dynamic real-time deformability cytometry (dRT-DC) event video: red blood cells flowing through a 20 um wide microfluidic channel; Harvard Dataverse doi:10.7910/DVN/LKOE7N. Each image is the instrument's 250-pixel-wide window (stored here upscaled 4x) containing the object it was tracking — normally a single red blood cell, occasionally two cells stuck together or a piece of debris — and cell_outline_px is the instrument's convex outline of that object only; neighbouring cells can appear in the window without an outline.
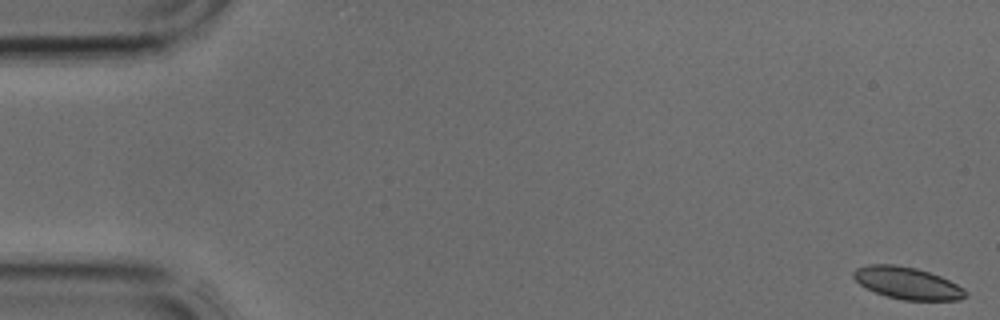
{"species": "common noctule bat (a hibernating species)", "species_latin": "Nyctalus noctula", "temperature_condition": "cold", "stored_images_in_passage": 4, "segment_of_instrument_passage": [1, 2], "camera_frame_rate_fps": 3000, "um_per_image_px": 0.085, "animal": {"sex": "male", "body_mass_g": 17.9, "forearm_length_mm": 54.2}, "frame": {"image": 1, "passage_image": 1, "time_ms": 0.0, "image_size_px": [1000, 320], "cell_outline_px": [[968, 296], [960, 300], [904, 300], [888, 296], [876, 292], [860, 284], [852, 276], [852, 272], [856, 268], [868, 264], [892, 264], [916, 268], [940, 276], [964, 288], [968, 292]], "centroid_in_image_um": [77.14, 24.06], "position_along_channel_um": 7.9, "area_um2": 20.81}}
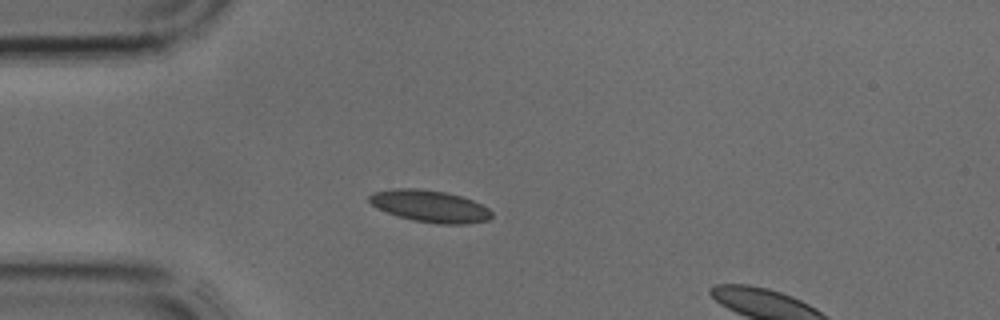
{"frame": {"image": 2, "passage_image": 3, "time_ms": 0.667, "image_size_px": [1000, 320], "cell_outline_px": [[492, 216], [488, 220], [464, 224], [440, 224], [412, 220], [376, 208], [368, 200], [368, 196], [372, 192], [396, 188], [420, 188], [444, 192], [460, 196], [472, 200], [488, 208], [492, 212]], "centroid_in_image_um": [36.52, 17.52], "position_along_channel_um": 48.5, "area_um2": 22.66}}